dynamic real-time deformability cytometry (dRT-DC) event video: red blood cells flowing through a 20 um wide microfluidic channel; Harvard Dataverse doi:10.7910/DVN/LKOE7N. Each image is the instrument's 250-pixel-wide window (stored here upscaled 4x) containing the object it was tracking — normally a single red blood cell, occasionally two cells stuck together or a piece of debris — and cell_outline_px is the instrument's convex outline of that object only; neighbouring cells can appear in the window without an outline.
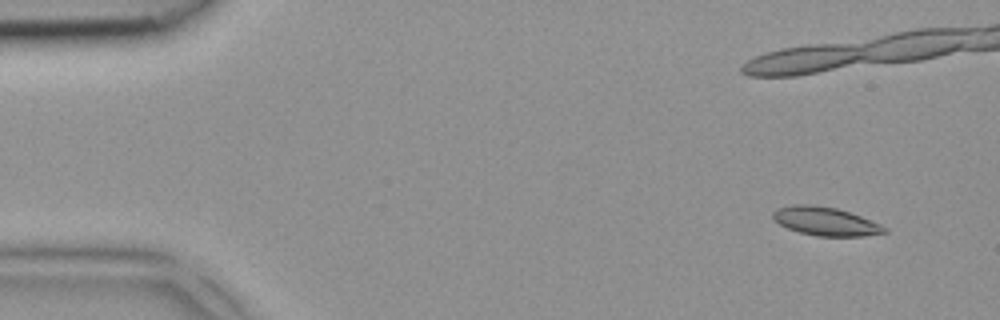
{"species": "common noctule bat (a hibernating species)", "species_latin": "Nyctalus noctula", "temperature_condition": "room temperature", "stored_images_in_passage": 7, "camera_frame_rate_fps": 3000, "um_per_image_px": 0.085, "animal": {"sex": "female", "body_mass_g": 18.4}, "frame": {"image": 1, "passage_image": 1, "time_ms": 0.0, "image_size_px": [1000, 320], "cell_outline_px": [[888, 232], [864, 236], [816, 236], [800, 232], [788, 228], [772, 220], [772, 212], [776, 208], [796, 204], [808, 204], [836, 208], [860, 216], [880, 224], [888, 228]], "centroid_in_image_um": [70.14, 18.81], "position_along_channel_um": 14.9, "area_um2": 18.5}}